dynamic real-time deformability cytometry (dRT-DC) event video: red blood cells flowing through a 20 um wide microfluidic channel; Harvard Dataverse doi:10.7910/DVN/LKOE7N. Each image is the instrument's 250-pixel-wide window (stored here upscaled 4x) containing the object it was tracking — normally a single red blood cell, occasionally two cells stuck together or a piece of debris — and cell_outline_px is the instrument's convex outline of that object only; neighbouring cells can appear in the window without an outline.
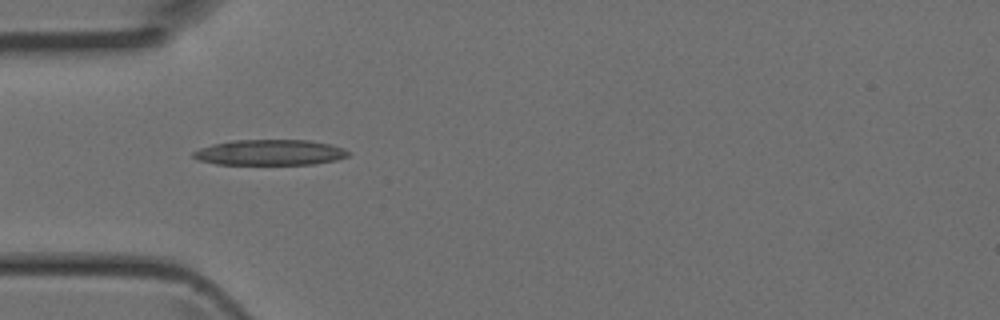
{"species": "Egyptian fruit bat (a non-hibernating species)", "species_latin": "Rousettus aegyptiacus", "temperature_condition": "room temperature", "stored_images_in_passage": 4, "camera_frame_rate_fps": 3000, "um_per_image_px": 0.085, "animal": {"sex": "female"}, "frame": {"image": 1, "passage_image": 4, "time_ms": 1.0, "image_size_px": [1000, 320], "cell_outline_px": [[352, 152], [348, 156], [336, 160], [312, 164], [216, 164], [200, 160], [192, 156], [192, 152], [200, 148], [212, 144], [232, 140], [312, 140], [332, 144], [344, 148]], "centroid_in_image_um": [22.99, 12.95], "position_along_channel_um": 62.0, "area_um2": 23.24}}